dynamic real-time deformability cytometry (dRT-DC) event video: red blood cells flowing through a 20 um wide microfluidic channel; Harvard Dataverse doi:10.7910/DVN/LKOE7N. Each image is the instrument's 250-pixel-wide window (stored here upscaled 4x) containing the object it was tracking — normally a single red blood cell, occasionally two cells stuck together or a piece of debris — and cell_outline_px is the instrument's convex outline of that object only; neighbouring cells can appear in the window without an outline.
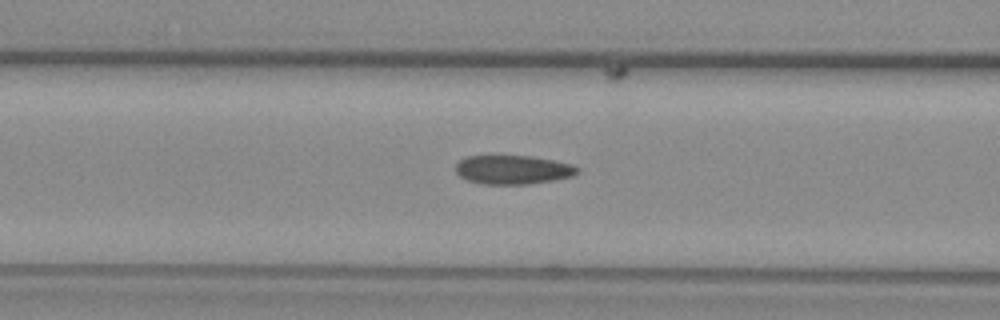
{"species": "common noctule bat (a hibernating species)", "species_latin": "Nyctalus noctula", "temperature_condition": "warm", "stored_images_in_passage": 53, "camera_frame_rate_fps": 3000, "um_per_image_px": 0.085, "animal": {"sex": "female", "body_mass_g": 29.2, "forearm_length_mm": 56.3}, "frame": {"image": 1, "passage_image": 21, "time_ms": 6.667, "image_size_px": [1000, 320], "cell_outline_px": [[580, 172], [572, 176], [552, 180], [528, 184], [480, 184], [468, 180], [460, 176], [456, 172], [456, 164], [460, 160], [468, 156], [532, 156], [572, 164], [580, 168]], "centroid_in_image_um": [43.61, 14.43], "position_along_channel_um": 123.0, "area_um2": 20.46}}
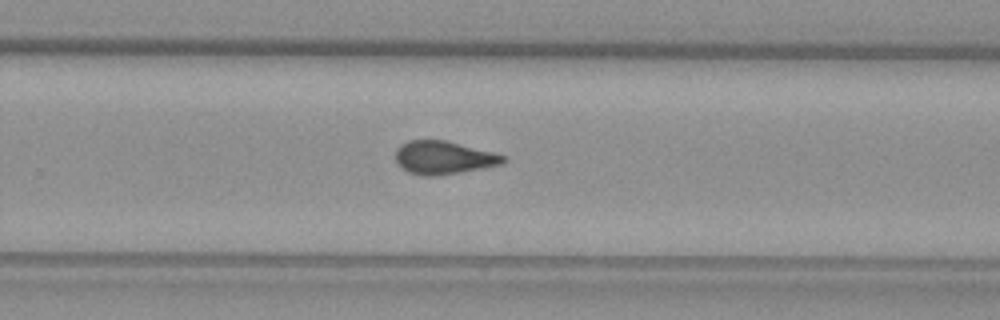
{"frame": {"image": 2, "passage_image": 34, "time_ms": 11.0, "image_size_px": [1000, 320], "cell_outline_px": [[508, 160], [504, 164], [460, 172], [436, 176], [424, 176], [408, 172], [400, 168], [396, 164], [396, 148], [400, 144], [408, 140], [444, 140], [496, 152], [508, 156]], "centroid_in_image_um": [37.73, 13.4], "position_along_channel_um": 292.1, "area_um2": 21.21}}
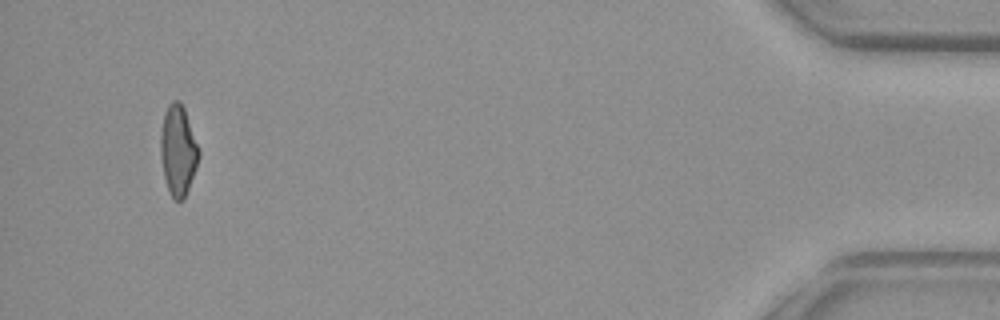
{"frame": {"image": 3, "passage_image": 50, "time_ms": 16.333, "image_size_px": [1000, 320], "cell_outline_px": [[200, 156], [196, 168], [184, 200], [172, 200], [168, 192], [164, 176], [160, 156], [160, 136], [164, 112], [168, 104], [172, 100], [180, 100], [184, 108], [200, 152]], "centroid_in_image_um": [15.12, 12.8], "position_along_channel_um": 420.1, "area_um2": 20.29}, "authors_computed_cell_mechanics": {"area_um2": 20.5768, "velocity_mm_per_s": 3.9113, "shape_relaxation_time_tau1_ms": null, "shape_relaxation_time_tau2_ms": 1.571, "deformation_change_tau1": null, "deformation_change_tau2": 0.0819}}